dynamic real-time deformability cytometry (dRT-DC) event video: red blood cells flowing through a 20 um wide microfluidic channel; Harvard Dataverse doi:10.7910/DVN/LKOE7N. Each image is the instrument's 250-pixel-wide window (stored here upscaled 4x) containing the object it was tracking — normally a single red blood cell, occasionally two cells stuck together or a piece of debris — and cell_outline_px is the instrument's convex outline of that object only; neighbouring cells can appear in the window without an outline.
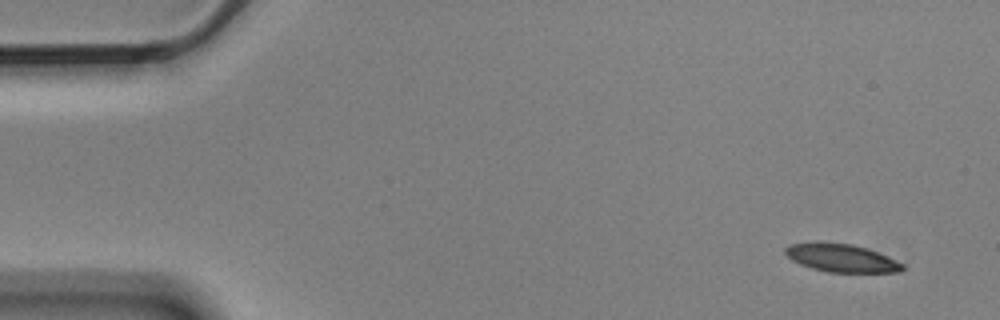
{"species": "Egyptian fruit bat (a non-hibernating species)", "species_latin": "Rousettus aegyptiacus", "temperature_condition": "cold", "stored_images_in_passage": 10, "camera_frame_rate_fps": 3000, "um_per_image_px": 0.085, "animal": {"sex": "male"}, "frame": {"image": 1, "passage_image": 1, "time_ms": 0.0, "image_size_px": [1000, 320], "cell_outline_px": [[904, 268], [900, 272], [828, 272], [812, 268], [800, 264], [792, 260], [784, 252], [784, 248], [788, 244], [816, 240], [852, 244], [868, 248], [888, 256], [904, 264]], "centroid_in_image_um": [71.48, 21.89], "position_along_channel_um": 13.5, "area_um2": 19.59}}
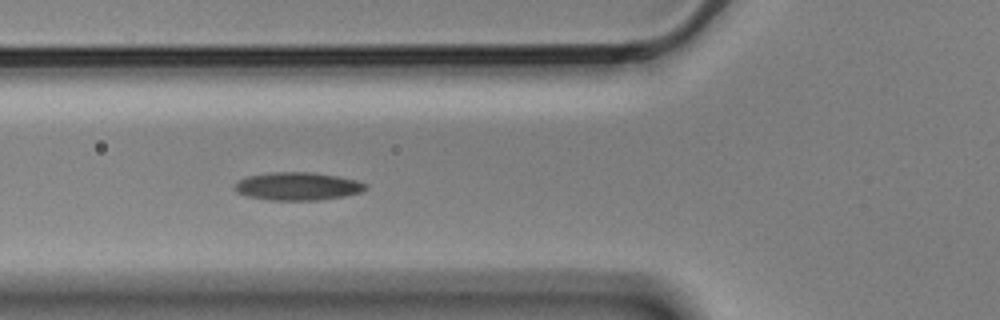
{"frame": {"image": 2, "passage_image": 6, "time_ms": 1.667, "image_size_px": [1000, 320], "cell_outline_px": [[368, 188], [360, 192], [344, 196], [316, 200], [268, 200], [248, 196], [236, 192], [232, 188], [240, 180], [248, 176], [272, 172], [312, 172], [336, 176], [356, 180], [368, 184]], "centroid_in_image_um": [25.3, 15.83], "position_along_channel_um": 100.5, "area_um2": 21.27}}
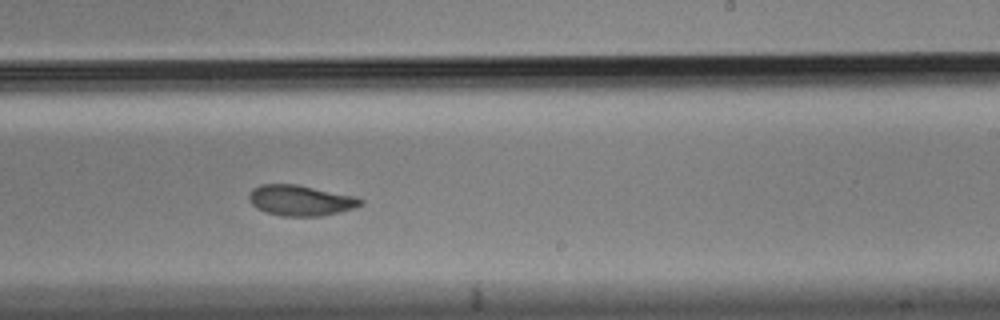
{"frame": {"image": 3, "passage_image": 10, "time_ms": 3.0, "image_size_px": [1000, 320], "cell_outline_px": [[364, 204], [356, 208], [320, 216], [280, 216], [264, 212], [256, 208], [248, 200], [248, 196], [252, 188], [260, 184], [296, 184], [356, 196], [364, 200]], "centroid_in_image_um": [25.54, 17.03], "position_along_channel_um": 263.5, "area_um2": 20.17}}